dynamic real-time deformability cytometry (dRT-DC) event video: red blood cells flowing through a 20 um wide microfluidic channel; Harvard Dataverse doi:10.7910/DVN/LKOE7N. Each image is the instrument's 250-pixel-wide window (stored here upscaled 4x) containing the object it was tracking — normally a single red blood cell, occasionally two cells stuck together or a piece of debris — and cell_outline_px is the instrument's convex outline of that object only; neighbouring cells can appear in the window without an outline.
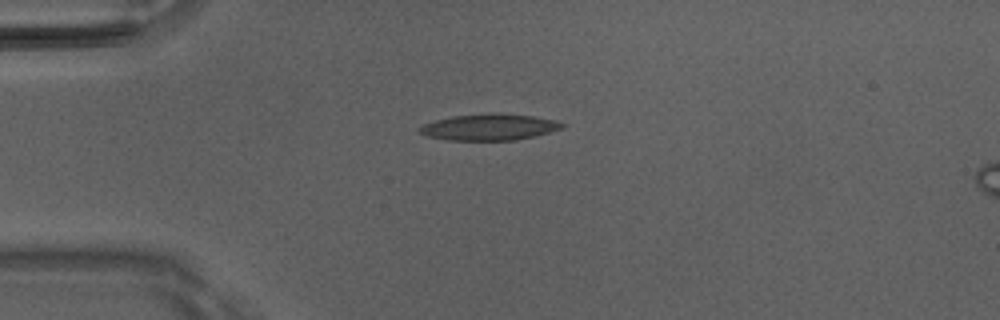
{"species": "Egyptian fruit bat (a non-hibernating species)", "species_latin": "Rousettus aegyptiacus", "temperature_condition": "room temperature", "stored_images_in_passage": 33, "segment_of_instrument_passage": [1, 3], "camera_frame_rate_fps": 3000, "um_per_image_px": 0.085, "animal": {"sex": "male"}, "frame": {"image": 1, "passage_image": 1, "time_ms": 0.0, "image_size_px": [1000, 320], "cell_outline_px": [[564, 128], [536, 136], [516, 140], [448, 140], [428, 136], [420, 132], [416, 128], [424, 124], [436, 120], [452, 116], [488, 112], [500, 112], [532, 116], [552, 120], [564, 124]], "centroid_in_image_um": [41.58, 10.79], "position_along_channel_um": 43.4, "area_um2": 22.02}}
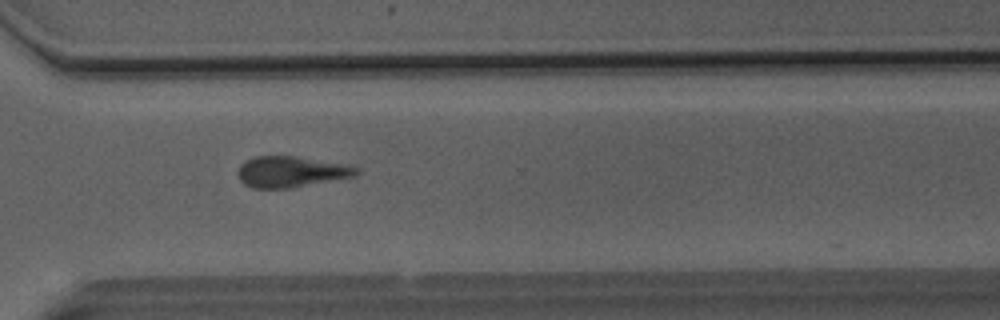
{"frame": {"image": 2, "passage_image": 25, "time_ms": 8.0, "image_size_px": [1000, 320], "cell_outline_px": [[360, 172], [356, 176], [288, 188], [252, 188], [244, 184], [240, 180], [236, 172], [240, 164], [244, 160], [256, 156], [296, 156], [348, 164], [360, 168]], "centroid_in_image_um": [24.74, 14.59], "position_along_channel_um": 345.9, "area_um2": 21.62}}
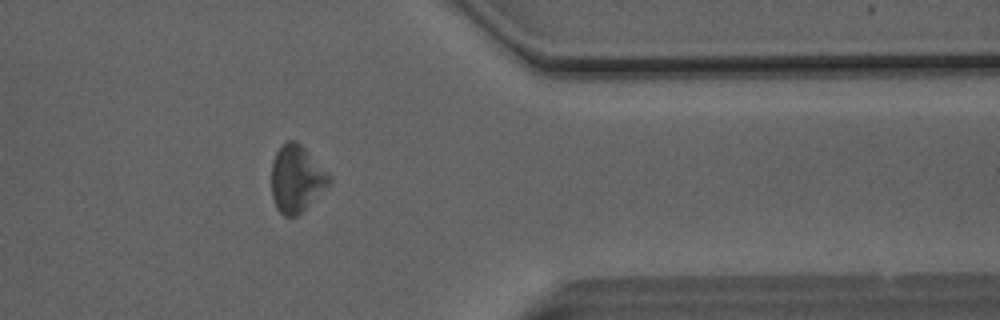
{"frame": {"image": 3, "passage_image": 29, "time_ms": 9.333, "image_size_px": [1000, 320], "cell_outline_px": [[332, 180], [296, 216], [284, 216], [276, 208], [272, 196], [272, 160], [280, 144], [288, 140], [296, 140], [304, 148]], "centroid_in_image_um": [25.13, 15.17], "position_along_channel_um": 386.3, "area_um2": 21.73}}